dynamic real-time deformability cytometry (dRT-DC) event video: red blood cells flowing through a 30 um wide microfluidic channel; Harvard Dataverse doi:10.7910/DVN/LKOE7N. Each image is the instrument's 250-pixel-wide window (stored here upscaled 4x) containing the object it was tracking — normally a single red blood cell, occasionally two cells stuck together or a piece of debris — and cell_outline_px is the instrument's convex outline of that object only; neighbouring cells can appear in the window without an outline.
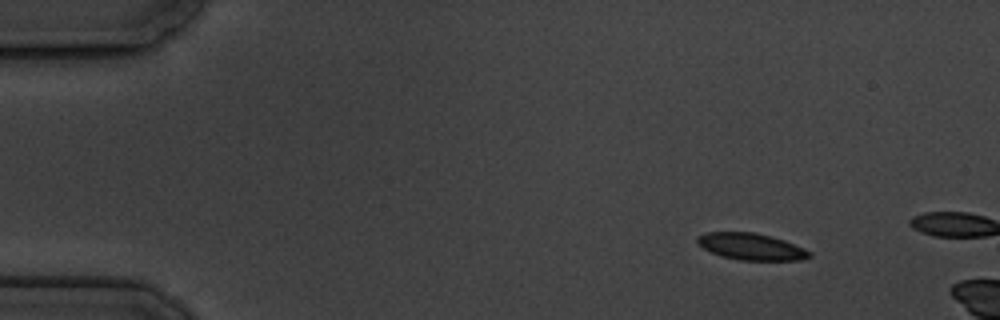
{"species": "common noctule bat (a hibernating species)", "species_latin": "Nyctalus noctula", "temperature_condition": "cold", "stored_images_in_passage": 3, "camera_frame_rate_fps": 3000, "um_per_image_px": 0.085, "animal": {"sex": "male", "body_mass_g": 19.5, "forearm_length_mm": 54.6}, "frame": {"image": 1, "passage_image": 1, "time_ms": 0.0, "image_size_px": [1000, 320], "cell_outline_px": [[812, 256], [800, 260], [740, 260], [720, 256], [696, 244], [696, 236], [704, 232], [752, 232], [772, 236], [784, 240], [804, 248], [812, 252]], "centroid_in_image_um": [63.82, 20.95], "position_along_channel_um": 21.2, "area_um2": 17.57}}